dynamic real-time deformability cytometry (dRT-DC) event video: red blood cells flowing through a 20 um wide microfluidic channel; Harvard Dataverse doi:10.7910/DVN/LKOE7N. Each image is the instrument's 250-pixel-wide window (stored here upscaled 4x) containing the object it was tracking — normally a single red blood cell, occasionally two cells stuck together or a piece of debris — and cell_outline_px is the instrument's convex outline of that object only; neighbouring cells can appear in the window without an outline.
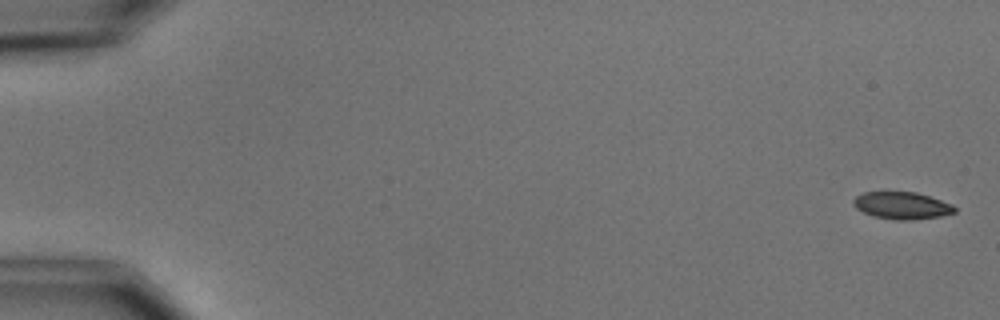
{"species": "common noctule bat (a hibernating species)", "species_latin": "Nyctalus noctula", "temperature_condition": "cold", "stored_images_in_passage": 7, "camera_frame_rate_fps": 3000, "um_per_image_px": 0.085, "animal": {"sex": "male", "body_mass_g": 15.6}, "frame": {"image": 1, "passage_image": 1, "time_ms": 0.0, "image_size_px": [1000, 320], "cell_outline_px": [[956, 212], [940, 216], [908, 220], [896, 220], [872, 216], [856, 208], [852, 204], [852, 200], [856, 196], [864, 192], [916, 192], [952, 204], [956, 208]], "centroid_in_image_um": [76.63, 17.47], "position_along_channel_um": 8.4, "area_um2": 15.95}}
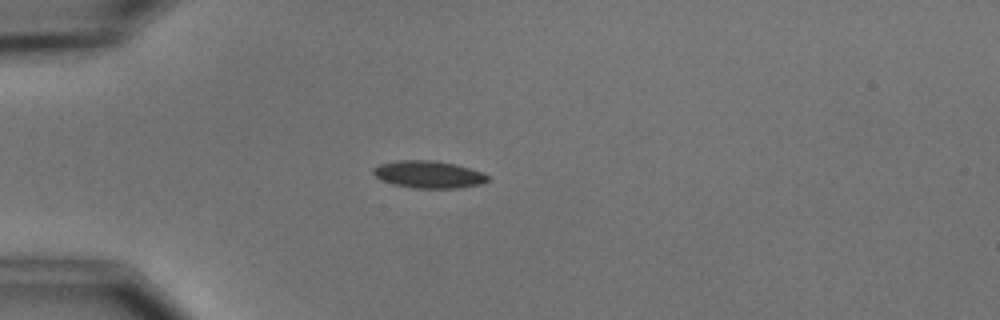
{"frame": {"image": 2, "passage_image": 4, "time_ms": 4.667, "image_size_px": [1000, 320], "cell_outline_px": [[492, 180], [484, 184], [460, 188], [416, 188], [392, 184], [376, 176], [372, 172], [372, 168], [380, 164], [396, 160], [436, 160], [456, 164], [492, 176]], "centroid_in_image_um": [36.5, 14.83], "position_along_channel_um": 48.5, "area_um2": 18.44}}
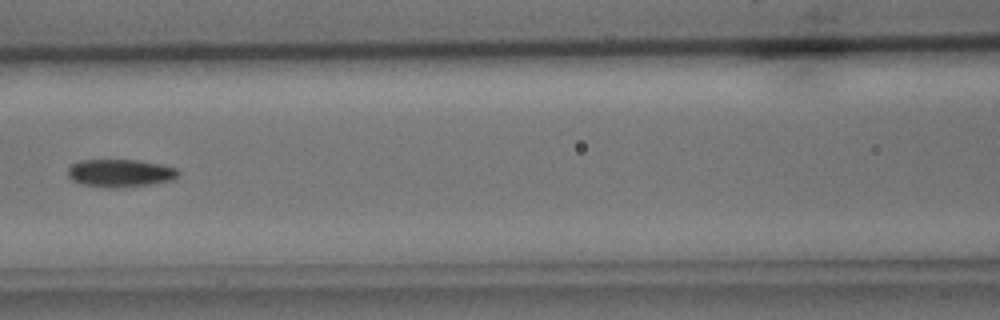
{"frame": {"image": 3, "passage_image": 7, "time_ms": 8.0, "image_size_px": [1000, 320], "cell_outline_px": [[180, 172], [172, 180], [148, 184], [116, 188], [112, 188], [84, 184], [72, 180], [68, 176], [68, 168], [72, 164], [80, 160], [140, 160], [160, 164], [176, 168]], "centroid_in_image_um": [10.21, 14.7], "position_along_channel_um": 156.4, "area_um2": 17.69}}